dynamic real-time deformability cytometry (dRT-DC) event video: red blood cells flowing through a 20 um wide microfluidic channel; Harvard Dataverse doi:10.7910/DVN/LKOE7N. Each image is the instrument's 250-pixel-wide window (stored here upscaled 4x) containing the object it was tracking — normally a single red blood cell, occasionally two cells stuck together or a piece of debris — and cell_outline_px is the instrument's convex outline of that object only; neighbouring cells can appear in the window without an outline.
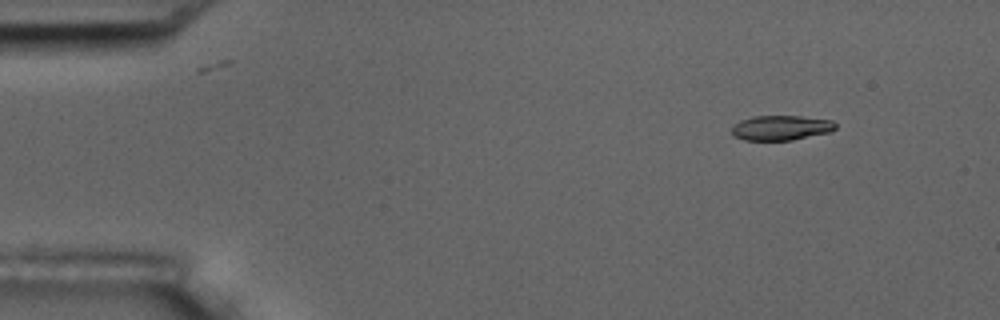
{"species": "common noctule bat (a hibernating species)", "species_latin": "Nyctalus noctula", "temperature_condition": "room temperature", "stored_images_in_passage": 5, "camera_frame_rate_fps": 3000, "um_per_image_px": 0.085, "animal": {"sex": "male", "body_mass_g": 17.5, "forearm_length_mm": 52.3}, "frame": {"image": 1, "passage_image": 2, "time_ms": 0.333, "image_size_px": [1000, 320], "cell_outline_px": [[836, 128], [832, 132], [792, 140], [744, 140], [732, 136], [732, 124], [740, 120], [752, 116], [800, 116], [832, 120], [836, 124]], "centroid_in_image_um": [66.37, 10.86], "position_along_channel_um": 18.6, "area_um2": 15.26}}